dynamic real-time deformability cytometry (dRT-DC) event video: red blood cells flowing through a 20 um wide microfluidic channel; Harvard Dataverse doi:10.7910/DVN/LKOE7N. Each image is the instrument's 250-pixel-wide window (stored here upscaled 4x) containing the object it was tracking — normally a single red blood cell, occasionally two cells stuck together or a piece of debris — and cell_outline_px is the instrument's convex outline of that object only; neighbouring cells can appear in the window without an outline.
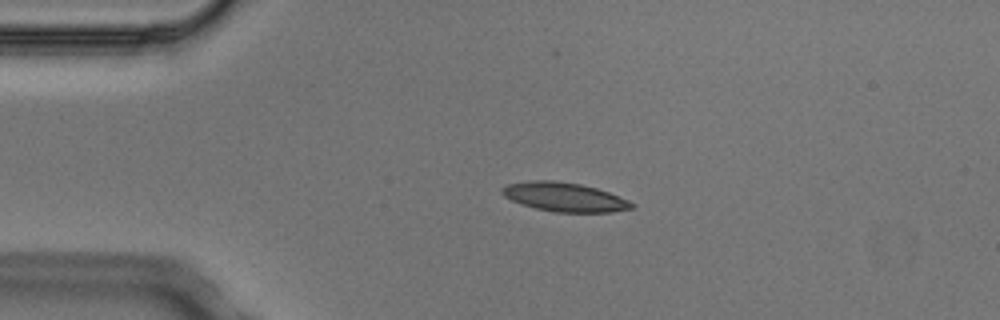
{"species": "Egyptian fruit bat (a non-hibernating species)", "species_latin": "Rousettus aegyptiacus", "temperature_condition": "cold", "stored_images_in_passage": 2, "camera_frame_rate_fps": 3000, "um_per_image_px": 0.085, "animal": {"sex": "male"}, "frame": {"image": 1, "passage_image": 1, "time_ms": 0.0, "image_size_px": [1000, 320], "cell_outline_px": [[636, 204], [632, 208], [612, 212], [556, 212], [536, 208], [520, 204], [504, 196], [500, 192], [500, 188], [508, 184], [528, 180], [552, 180], [580, 184], [596, 188], [608, 192], [628, 200]], "centroid_in_image_um": [47.95, 16.74], "position_along_channel_um": 37.1, "area_um2": 21.91}}